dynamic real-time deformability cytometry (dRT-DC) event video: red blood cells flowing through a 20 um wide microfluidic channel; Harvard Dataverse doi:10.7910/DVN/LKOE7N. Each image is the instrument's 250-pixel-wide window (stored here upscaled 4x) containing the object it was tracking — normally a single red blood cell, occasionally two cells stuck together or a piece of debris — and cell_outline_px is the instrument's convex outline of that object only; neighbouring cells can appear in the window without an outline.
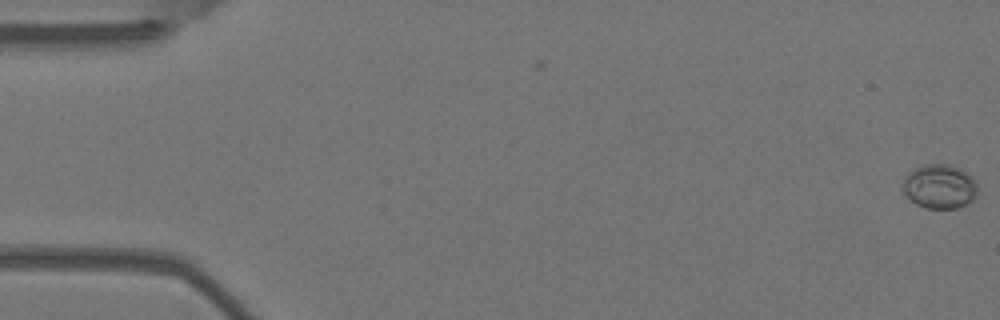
{"species": "Egyptian fruit bat (a non-hibernating species)", "species_latin": "Rousettus aegyptiacus", "temperature_condition": "warm", "stored_images_in_passage": 10, "camera_frame_rate_fps": 3000, "um_per_image_px": 0.085, "animal": {"sex": "female"}, "frame": {"image": 1, "passage_image": 1, "time_ms": 0.0, "image_size_px": [1000, 320], "cell_outline_px": [[976, 196], [972, 200], [956, 208], [924, 208], [916, 204], [904, 192], [904, 176], [908, 172], [924, 164], [948, 164], [960, 168], [972, 176], [976, 180]], "centroid_in_image_um": [79.87, 15.83], "position_along_channel_um": 5.1, "area_um2": 19.13}}
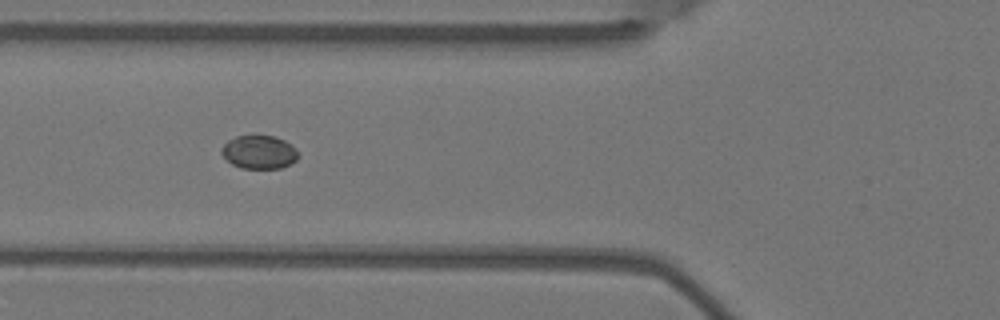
{"frame": {"image": 2, "passage_image": 6, "time_ms": 1.667, "image_size_px": [1000, 320], "cell_outline_px": [[300, 156], [296, 160], [280, 168], [240, 168], [232, 164], [220, 152], [220, 148], [228, 140], [236, 136], [272, 136], [284, 140], [292, 144], [296, 148]], "centroid_in_image_um": [22.03, 12.92], "position_along_channel_um": 103.8, "area_um2": 14.91}}
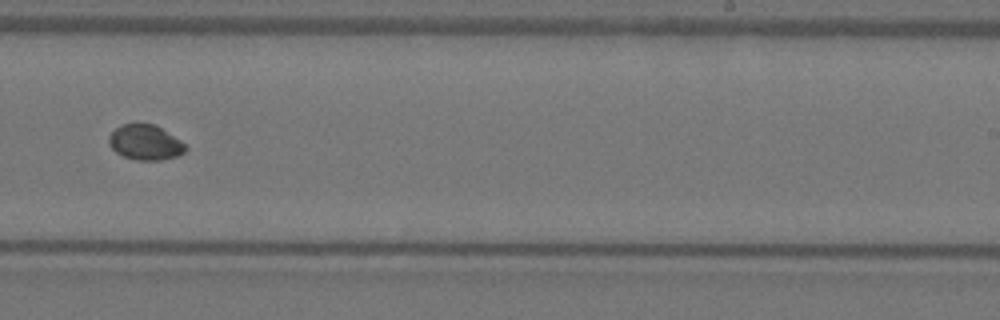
{"frame": {"image": 3, "passage_image": 10, "time_ms": 3.0, "image_size_px": [1000, 320], "cell_outline_px": [[188, 148], [184, 152], [176, 156], [160, 160], [136, 160], [124, 156], [116, 152], [108, 144], [108, 136], [120, 124], [152, 124], [160, 128], [180, 140]], "centroid_in_image_um": [12.32, 12.11], "position_along_channel_um": 276.7, "area_um2": 15.49}}